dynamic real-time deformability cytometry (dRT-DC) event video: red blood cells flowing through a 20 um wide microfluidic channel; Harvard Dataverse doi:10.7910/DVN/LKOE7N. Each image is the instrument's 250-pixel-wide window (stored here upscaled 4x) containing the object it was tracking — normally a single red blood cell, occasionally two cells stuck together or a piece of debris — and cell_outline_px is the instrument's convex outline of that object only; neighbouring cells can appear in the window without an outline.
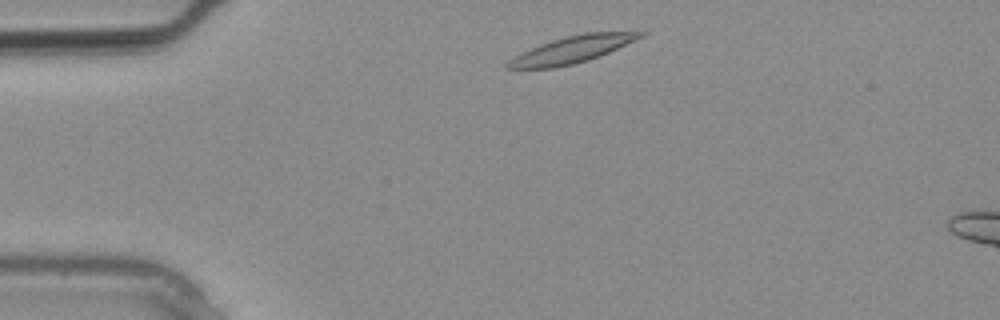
{"species": "common noctule bat (a hibernating species)", "species_latin": "Nyctalus noctula", "temperature_condition": "warm", "stored_images_in_passage": 3, "camera_frame_rate_fps": 3000, "um_per_image_px": 0.085, "animal": {"sex": "male", "body_mass_g": 20.4}, "frame": {"image": 1, "passage_image": 1, "time_ms": 0.0, "image_size_px": [1000, 320], "cell_outline_px": [[648, 32], [644, 36], [600, 56], [588, 60], [572, 64], [552, 68], [504, 68], [504, 64], [508, 60], [540, 44], [552, 40], [584, 32]], "centroid_in_image_um": [48.62, 4.21], "position_along_channel_um": 36.4, "area_um2": 20.35}}